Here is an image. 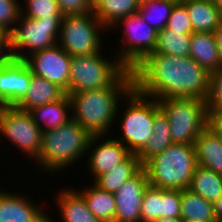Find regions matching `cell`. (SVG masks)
<instances>
[{"label":"cell","mask_w":222,"mask_h":222,"mask_svg":"<svg viewBox=\"0 0 222 222\" xmlns=\"http://www.w3.org/2000/svg\"><path fill=\"white\" fill-rule=\"evenodd\" d=\"M114 56L113 60L108 59L105 54L103 56V51L91 55L72 56L69 91L66 94L112 85L127 70L118 57Z\"/></svg>","instance_id":"52a82bcc"},{"label":"cell","mask_w":222,"mask_h":222,"mask_svg":"<svg viewBox=\"0 0 222 222\" xmlns=\"http://www.w3.org/2000/svg\"><path fill=\"white\" fill-rule=\"evenodd\" d=\"M105 137V135L92 136L88 144L87 166L94 180L99 175L116 167L131 154L119 140Z\"/></svg>","instance_id":"9a60e30c"},{"label":"cell","mask_w":222,"mask_h":222,"mask_svg":"<svg viewBox=\"0 0 222 222\" xmlns=\"http://www.w3.org/2000/svg\"><path fill=\"white\" fill-rule=\"evenodd\" d=\"M165 113L173 143L194 145L197 136L208 126L206 101L193 98L158 99Z\"/></svg>","instance_id":"8992f818"},{"label":"cell","mask_w":222,"mask_h":222,"mask_svg":"<svg viewBox=\"0 0 222 222\" xmlns=\"http://www.w3.org/2000/svg\"><path fill=\"white\" fill-rule=\"evenodd\" d=\"M133 87L155 99L193 97L207 100L210 73L190 56L150 53L132 69Z\"/></svg>","instance_id":"6da1fadb"},{"label":"cell","mask_w":222,"mask_h":222,"mask_svg":"<svg viewBox=\"0 0 222 222\" xmlns=\"http://www.w3.org/2000/svg\"><path fill=\"white\" fill-rule=\"evenodd\" d=\"M65 94V91L55 83L32 74L29 89L15 107L23 111H29L37 106L55 102Z\"/></svg>","instance_id":"7402d4cb"},{"label":"cell","mask_w":222,"mask_h":222,"mask_svg":"<svg viewBox=\"0 0 222 222\" xmlns=\"http://www.w3.org/2000/svg\"><path fill=\"white\" fill-rule=\"evenodd\" d=\"M92 136L75 120L42 132V146L34 163L48 175L65 171L81 158H86ZM84 155V156H83ZM65 169V170H64Z\"/></svg>","instance_id":"3957f363"},{"label":"cell","mask_w":222,"mask_h":222,"mask_svg":"<svg viewBox=\"0 0 222 222\" xmlns=\"http://www.w3.org/2000/svg\"><path fill=\"white\" fill-rule=\"evenodd\" d=\"M191 34H183L164 28L158 31L157 43L152 53L187 57L190 52Z\"/></svg>","instance_id":"f546056e"},{"label":"cell","mask_w":222,"mask_h":222,"mask_svg":"<svg viewBox=\"0 0 222 222\" xmlns=\"http://www.w3.org/2000/svg\"><path fill=\"white\" fill-rule=\"evenodd\" d=\"M189 56L210 74L221 67L218 47L213 33L193 32Z\"/></svg>","instance_id":"603a6c76"},{"label":"cell","mask_w":222,"mask_h":222,"mask_svg":"<svg viewBox=\"0 0 222 222\" xmlns=\"http://www.w3.org/2000/svg\"><path fill=\"white\" fill-rule=\"evenodd\" d=\"M148 185V176L142 167L114 193L116 202L114 222H141L142 200Z\"/></svg>","instance_id":"5bb4252c"},{"label":"cell","mask_w":222,"mask_h":222,"mask_svg":"<svg viewBox=\"0 0 222 222\" xmlns=\"http://www.w3.org/2000/svg\"><path fill=\"white\" fill-rule=\"evenodd\" d=\"M189 189L214 203L222 196V175L197 165Z\"/></svg>","instance_id":"83f0119b"},{"label":"cell","mask_w":222,"mask_h":222,"mask_svg":"<svg viewBox=\"0 0 222 222\" xmlns=\"http://www.w3.org/2000/svg\"><path fill=\"white\" fill-rule=\"evenodd\" d=\"M125 100V106H122L125 107L124 110L119 106L117 109L118 118L115 120L121 124V128L120 136L115 139L119 140L131 154H138L152 135L154 98L141 94L133 87L126 94Z\"/></svg>","instance_id":"5b68a950"},{"label":"cell","mask_w":222,"mask_h":222,"mask_svg":"<svg viewBox=\"0 0 222 222\" xmlns=\"http://www.w3.org/2000/svg\"><path fill=\"white\" fill-rule=\"evenodd\" d=\"M160 188L148 185L144 191L141 209V222H152L159 218Z\"/></svg>","instance_id":"836d02e7"},{"label":"cell","mask_w":222,"mask_h":222,"mask_svg":"<svg viewBox=\"0 0 222 222\" xmlns=\"http://www.w3.org/2000/svg\"><path fill=\"white\" fill-rule=\"evenodd\" d=\"M90 187L85 186L77 191L83 196L88 209L102 222H114L116 202L113 193L100 189L91 181Z\"/></svg>","instance_id":"484cf974"},{"label":"cell","mask_w":222,"mask_h":222,"mask_svg":"<svg viewBox=\"0 0 222 222\" xmlns=\"http://www.w3.org/2000/svg\"><path fill=\"white\" fill-rule=\"evenodd\" d=\"M197 165L222 175V141L208 125L194 142Z\"/></svg>","instance_id":"ac0fdd59"},{"label":"cell","mask_w":222,"mask_h":222,"mask_svg":"<svg viewBox=\"0 0 222 222\" xmlns=\"http://www.w3.org/2000/svg\"><path fill=\"white\" fill-rule=\"evenodd\" d=\"M188 11L193 32L213 33L222 24V14L212 0H180Z\"/></svg>","instance_id":"44dd1931"},{"label":"cell","mask_w":222,"mask_h":222,"mask_svg":"<svg viewBox=\"0 0 222 222\" xmlns=\"http://www.w3.org/2000/svg\"><path fill=\"white\" fill-rule=\"evenodd\" d=\"M173 143L170 125L165 113L160 109L158 100L154 98V121L152 135L145 147L137 154L143 166L150 158L163 152Z\"/></svg>","instance_id":"d6986e66"},{"label":"cell","mask_w":222,"mask_h":222,"mask_svg":"<svg viewBox=\"0 0 222 222\" xmlns=\"http://www.w3.org/2000/svg\"><path fill=\"white\" fill-rule=\"evenodd\" d=\"M60 190L56 193L54 202L57 203L62 222H102L88 209L86 201L76 188L66 187ZM49 222L56 221L49 216Z\"/></svg>","instance_id":"e0dca14e"},{"label":"cell","mask_w":222,"mask_h":222,"mask_svg":"<svg viewBox=\"0 0 222 222\" xmlns=\"http://www.w3.org/2000/svg\"><path fill=\"white\" fill-rule=\"evenodd\" d=\"M42 130L33 121L28 111L15 106H2L0 111V134L27 154L33 162L38 158L42 146Z\"/></svg>","instance_id":"8fae6325"},{"label":"cell","mask_w":222,"mask_h":222,"mask_svg":"<svg viewBox=\"0 0 222 222\" xmlns=\"http://www.w3.org/2000/svg\"><path fill=\"white\" fill-rule=\"evenodd\" d=\"M212 2L218 8L219 12L222 14V0H212Z\"/></svg>","instance_id":"7bdbcfd3"},{"label":"cell","mask_w":222,"mask_h":222,"mask_svg":"<svg viewBox=\"0 0 222 222\" xmlns=\"http://www.w3.org/2000/svg\"><path fill=\"white\" fill-rule=\"evenodd\" d=\"M142 165L137 154H130L123 162L116 165L101 175L94 181L100 189L115 193L128 179L134 176Z\"/></svg>","instance_id":"d4e9b609"},{"label":"cell","mask_w":222,"mask_h":222,"mask_svg":"<svg viewBox=\"0 0 222 222\" xmlns=\"http://www.w3.org/2000/svg\"><path fill=\"white\" fill-rule=\"evenodd\" d=\"M152 222H183L181 218H158Z\"/></svg>","instance_id":"b9f144b4"},{"label":"cell","mask_w":222,"mask_h":222,"mask_svg":"<svg viewBox=\"0 0 222 222\" xmlns=\"http://www.w3.org/2000/svg\"><path fill=\"white\" fill-rule=\"evenodd\" d=\"M21 15L32 19H62V13L57 0H24Z\"/></svg>","instance_id":"4dcf8cb0"},{"label":"cell","mask_w":222,"mask_h":222,"mask_svg":"<svg viewBox=\"0 0 222 222\" xmlns=\"http://www.w3.org/2000/svg\"><path fill=\"white\" fill-rule=\"evenodd\" d=\"M183 221L218 222L213 203L190 189L181 190V215Z\"/></svg>","instance_id":"4316f807"},{"label":"cell","mask_w":222,"mask_h":222,"mask_svg":"<svg viewBox=\"0 0 222 222\" xmlns=\"http://www.w3.org/2000/svg\"><path fill=\"white\" fill-rule=\"evenodd\" d=\"M20 16L21 4L19 0H0V28L10 34Z\"/></svg>","instance_id":"d590c367"},{"label":"cell","mask_w":222,"mask_h":222,"mask_svg":"<svg viewBox=\"0 0 222 222\" xmlns=\"http://www.w3.org/2000/svg\"><path fill=\"white\" fill-rule=\"evenodd\" d=\"M181 190L160 188L159 218H180Z\"/></svg>","instance_id":"1f68e13d"},{"label":"cell","mask_w":222,"mask_h":222,"mask_svg":"<svg viewBox=\"0 0 222 222\" xmlns=\"http://www.w3.org/2000/svg\"><path fill=\"white\" fill-rule=\"evenodd\" d=\"M214 214L218 222H222V196L213 203Z\"/></svg>","instance_id":"60d3db41"},{"label":"cell","mask_w":222,"mask_h":222,"mask_svg":"<svg viewBox=\"0 0 222 222\" xmlns=\"http://www.w3.org/2000/svg\"><path fill=\"white\" fill-rule=\"evenodd\" d=\"M71 103L68 94L61 99L32 108L28 112L31 114L33 121L45 132L55 129L66 124L72 119ZM70 114V115H69Z\"/></svg>","instance_id":"ffe728a7"},{"label":"cell","mask_w":222,"mask_h":222,"mask_svg":"<svg viewBox=\"0 0 222 222\" xmlns=\"http://www.w3.org/2000/svg\"><path fill=\"white\" fill-rule=\"evenodd\" d=\"M107 30L92 11L65 14L61 20L57 44L70 56L91 55L104 48L101 33H107Z\"/></svg>","instance_id":"ba28073f"},{"label":"cell","mask_w":222,"mask_h":222,"mask_svg":"<svg viewBox=\"0 0 222 222\" xmlns=\"http://www.w3.org/2000/svg\"><path fill=\"white\" fill-rule=\"evenodd\" d=\"M28 197L0 187V222H49L43 207Z\"/></svg>","instance_id":"2e32d148"},{"label":"cell","mask_w":222,"mask_h":222,"mask_svg":"<svg viewBox=\"0 0 222 222\" xmlns=\"http://www.w3.org/2000/svg\"><path fill=\"white\" fill-rule=\"evenodd\" d=\"M132 88V70L127 69L109 87L68 94L71 117L91 136L109 135L114 129L118 106L124 105L122 102Z\"/></svg>","instance_id":"7a4b0ae2"},{"label":"cell","mask_w":222,"mask_h":222,"mask_svg":"<svg viewBox=\"0 0 222 222\" xmlns=\"http://www.w3.org/2000/svg\"><path fill=\"white\" fill-rule=\"evenodd\" d=\"M71 57L56 44L51 48L32 53L24 61L32 74L55 83L67 93L69 91Z\"/></svg>","instance_id":"7c38bea8"},{"label":"cell","mask_w":222,"mask_h":222,"mask_svg":"<svg viewBox=\"0 0 222 222\" xmlns=\"http://www.w3.org/2000/svg\"><path fill=\"white\" fill-rule=\"evenodd\" d=\"M62 13L83 14L92 11L93 0H57Z\"/></svg>","instance_id":"8d00e7d4"},{"label":"cell","mask_w":222,"mask_h":222,"mask_svg":"<svg viewBox=\"0 0 222 222\" xmlns=\"http://www.w3.org/2000/svg\"><path fill=\"white\" fill-rule=\"evenodd\" d=\"M183 222H203V221H183Z\"/></svg>","instance_id":"ee69618b"},{"label":"cell","mask_w":222,"mask_h":222,"mask_svg":"<svg viewBox=\"0 0 222 222\" xmlns=\"http://www.w3.org/2000/svg\"><path fill=\"white\" fill-rule=\"evenodd\" d=\"M61 20L32 19L21 15L9 34L11 57L24 60L36 51L55 46L59 38Z\"/></svg>","instance_id":"9c48e42d"},{"label":"cell","mask_w":222,"mask_h":222,"mask_svg":"<svg viewBox=\"0 0 222 222\" xmlns=\"http://www.w3.org/2000/svg\"><path fill=\"white\" fill-rule=\"evenodd\" d=\"M32 72L21 59L8 58L0 61V103L16 106L30 87Z\"/></svg>","instance_id":"4fadbf2b"},{"label":"cell","mask_w":222,"mask_h":222,"mask_svg":"<svg viewBox=\"0 0 222 222\" xmlns=\"http://www.w3.org/2000/svg\"><path fill=\"white\" fill-rule=\"evenodd\" d=\"M197 166L194 145L172 143L142 167L149 185L161 189H189Z\"/></svg>","instance_id":"277c9868"},{"label":"cell","mask_w":222,"mask_h":222,"mask_svg":"<svg viewBox=\"0 0 222 222\" xmlns=\"http://www.w3.org/2000/svg\"><path fill=\"white\" fill-rule=\"evenodd\" d=\"M178 1L179 0H142L138 12L150 27L160 31L166 27L172 9Z\"/></svg>","instance_id":"f1b7e54d"},{"label":"cell","mask_w":222,"mask_h":222,"mask_svg":"<svg viewBox=\"0 0 222 222\" xmlns=\"http://www.w3.org/2000/svg\"><path fill=\"white\" fill-rule=\"evenodd\" d=\"M208 125L215 131L222 141V114H214L209 116Z\"/></svg>","instance_id":"f35d334b"},{"label":"cell","mask_w":222,"mask_h":222,"mask_svg":"<svg viewBox=\"0 0 222 222\" xmlns=\"http://www.w3.org/2000/svg\"><path fill=\"white\" fill-rule=\"evenodd\" d=\"M168 30L192 34L193 27L186 6L179 0L172 9L166 27Z\"/></svg>","instance_id":"e575fe53"},{"label":"cell","mask_w":222,"mask_h":222,"mask_svg":"<svg viewBox=\"0 0 222 222\" xmlns=\"http://www.w3.org/2000/svg\"><path fill=\"white\" fill-rule=\"evenodd\" d=\"M206 106L208 116L222 114V66L210 74L209 94Z\"/></svg>","instance_id":"d6a6232c"},{"label":"cell","mask_w":222,"mask_h":222,"mask_svg":"<svg viewBox=\"0 0 222 222\" xmlns=\"http://www.w3.org/2000/svg\"><path fill=\"white\" fill-rule=\"evenodd\" d=\"M141 0H93L92 12L110 30L121 18L139 11Z\"/></svg>","instance_id":"cb8c5ba5"},{"label":"cell","mask_w":222,"mask_h":222,"mask_svg":"<svg viewBox=\"0 0 222 222\" xmlns=\"http://www.w3.org/2000/svg\"><path fill=\"white\" fill-rule=\"evenodd\" d=\"M113 28H118L117 31H121V42L123 44H119L120 48H116V50H120L119 52H114V54H118V59L128 70H132L147 55L154 51L157 43L158 31L150 27L142 19L139 12L121 18L113 25L110 31H112Z\"/></svg>","instance_id":"30bf717a"},{"label":"cell","mask_w":222,"mask_h":222,"mask_svg":"<svg viewBox=\"0 0 222 222\" xmlns=\"http://www.w3.org/2000/svg\"><path fill=\"white\" fill-rule=\"evenodd\" d=\"M11 57L9 50V34L0 28V61Z\"/></svg>","instance_id":"74e56055"},{"label":"cell","mask_w":222,"mask_h":222,"mask_svg":"<svg viewBox=\"0 0 222 222\" xmlns=\"http://www.w3.org/2000/svg\"><path fill=\"white\" fill-rule=\"evenodd\" d=\"M222 66V24L213 32Z\"/></svg>","instance_id":"ab89813d"}]
</instances>
